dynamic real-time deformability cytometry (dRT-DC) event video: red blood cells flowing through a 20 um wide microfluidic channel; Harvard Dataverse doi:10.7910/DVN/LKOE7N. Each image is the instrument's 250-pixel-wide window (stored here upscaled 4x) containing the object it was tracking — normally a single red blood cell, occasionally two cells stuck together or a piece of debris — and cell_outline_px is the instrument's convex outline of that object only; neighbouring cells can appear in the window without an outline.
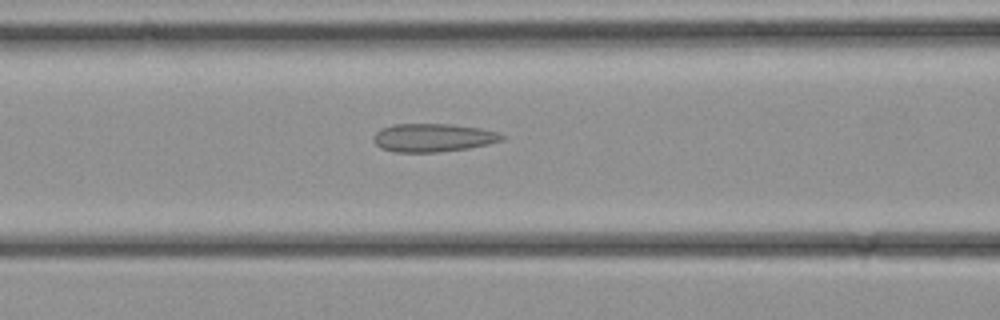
{"species": "common noctule bat (a hibernating species)", "species_latin": "Nyctalus noctula", "temperature_condition": "cold", "stored_images_in_passage": 28, "camera_frame_rate_fps": 3000, "um_per_image_px": 0.085, "animal": {"sex": "female", "body_mass_g": 21.9}, "frame": {"image": 1, "passage_image": 8, "time_ms": 2.333, "image_size_px": [1000, 320], "cell_outline_px": [[508, 136], [504, 140], [488, 144], [468, 148], [436, 152], [392, 152], [380, 148], [372, 140], [372, 136], [380, 128], [392, 124], [452, 124], [480, 128], [500, 132]], "centroid_in_image_um": [36.81, 11.7], "position_along_channel_um": 129.8, "area_um2": 21.5}}
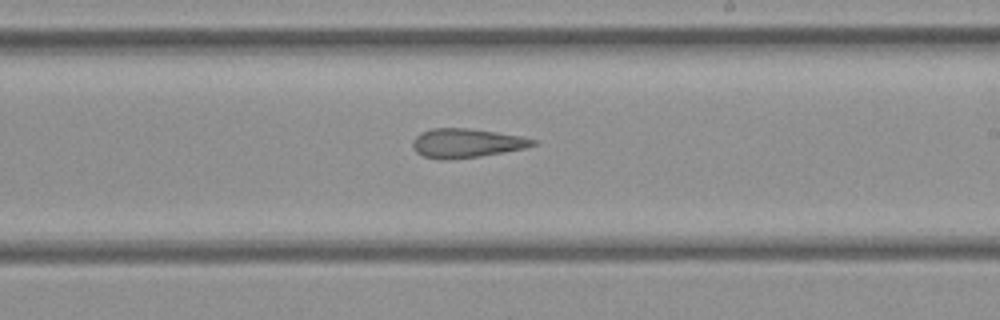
{"frame": {"image": 2, "passage_image": 14, "time_ms": 4.333, "image_size_px": [1000, 320], "cell_outline_px": [[540, 144], [524, 148], [504, 152], [480, 156], [448, 160], [440, 160], [424, 156], [416, 152], [412, 148], [412, 140], [420, 132], [432, 128], [468, 128], [524, 136], [540, 140]], "centroid_in_image_um": [39.68, 12.16], "position_along_channel_um": 249.3, "area_um2": 20.75}}
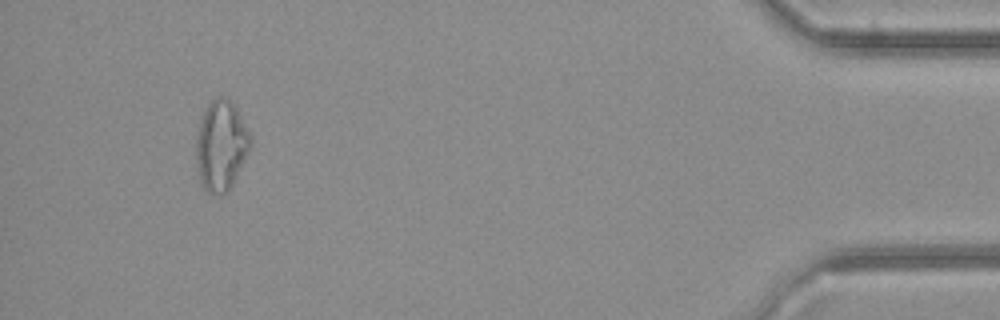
{"frame": {"image": 3, "passage_image": 26, "time_ms": 8.333, "image_size_px": [1000, 320], "cell_outline_px": [[252, 144], [228, 192], [220, 196], [212, 196], [204, 192], [200, 184], [196, 164], [196, 136], [200, 120], [204, 108], [216, 96], [224, 96], [232, 100], [252, 136]], "centroid_in_image_um": [18.77, 12.39], "position_along_channel_um": 416.4, "area_um2": 29.25}}